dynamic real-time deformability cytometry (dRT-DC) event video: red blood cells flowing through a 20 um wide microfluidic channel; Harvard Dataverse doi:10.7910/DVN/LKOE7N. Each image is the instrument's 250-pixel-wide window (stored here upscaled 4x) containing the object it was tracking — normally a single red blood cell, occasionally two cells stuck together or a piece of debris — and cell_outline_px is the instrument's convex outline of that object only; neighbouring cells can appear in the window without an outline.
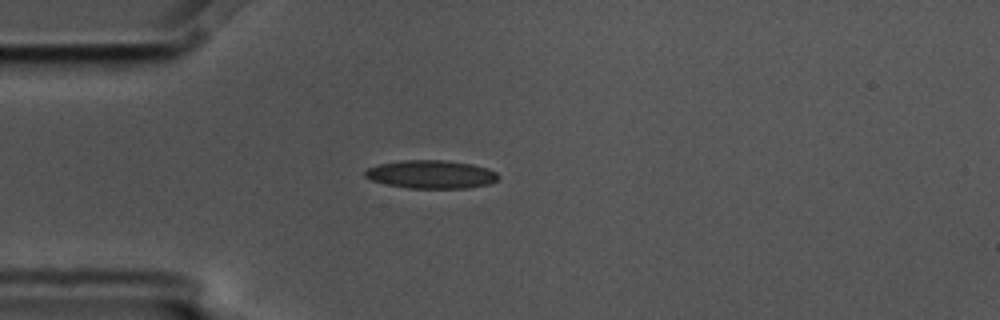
{"species": "common noctule bat (a hibernating species)", "species_latin": "Nyctalus noctula", "temperature_condition": "cold", "stored_images_in_passage": 5, "camera_frame_rate_fps": 3000, "um_per_image_px": 0.085, "animal": {"sex": "male", "body_mass_g": 17.5, "forearm_length_mm": 52.3}, "frame": {"image": 1, "passage_image": 4, "time_ms": 1.0, "image_size_px": [1000, 320], "cell_outline_px": [[500, 176], [496, 180], [488, 184], [468, 188], [408, 188], [388, 184], [372, 180], [364, 176], [364, 172], [368, 168], [380, 164], [404, 160], [448, 160], [472, 164], [488, 168], [496, 172]], "centroid_in_image_um": [36.68, 14.81], "position_along_channel_um": 48.3, "area_um2": 21.85}}